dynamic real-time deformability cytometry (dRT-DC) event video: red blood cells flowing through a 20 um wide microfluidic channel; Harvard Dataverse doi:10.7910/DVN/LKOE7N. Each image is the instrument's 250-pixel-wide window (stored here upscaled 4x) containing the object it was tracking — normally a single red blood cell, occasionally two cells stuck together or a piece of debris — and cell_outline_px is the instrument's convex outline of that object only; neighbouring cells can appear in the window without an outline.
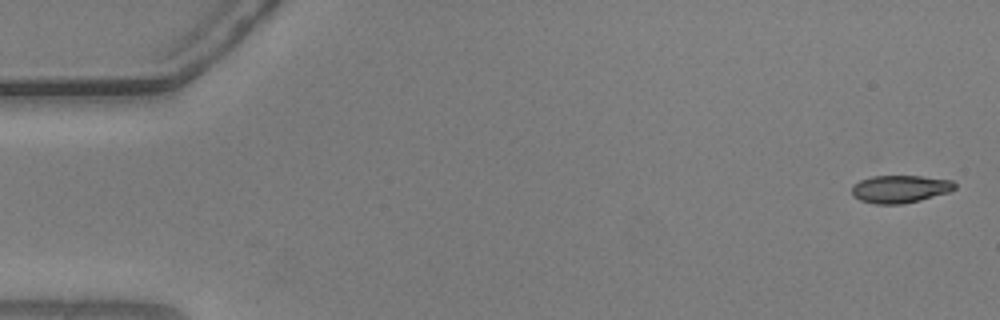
{"species": "common noctule bat (a hibernating species)", "species_latin": "Nyctalus noctula", "temperature_condition": "warm", "stored_images_in_passage": 9, "camera_frame_rate_fps": 3000, "um_per_image_px": 0.085, "animal": {"sex": "male", "body_mass_g": 20.5, "forearm_length_mm": 52.5}, "frame": {"image": 1, "passage_image": 1, "time_ms": 0.0, "image_size_px": [1000, 320], "cell_outline_px": [[956, 188], [948, 192], [920, 200], [904, 204], [876, 204], [860, 200], [852, 196], [852, 184], [860, 180], [872, 176], [920, 176], [952, 180], [956, 184]], "centroid_in_image_um": [76.48, 16.06], "position_along_channel_um": 8.5, "area_um2": 16.65}}